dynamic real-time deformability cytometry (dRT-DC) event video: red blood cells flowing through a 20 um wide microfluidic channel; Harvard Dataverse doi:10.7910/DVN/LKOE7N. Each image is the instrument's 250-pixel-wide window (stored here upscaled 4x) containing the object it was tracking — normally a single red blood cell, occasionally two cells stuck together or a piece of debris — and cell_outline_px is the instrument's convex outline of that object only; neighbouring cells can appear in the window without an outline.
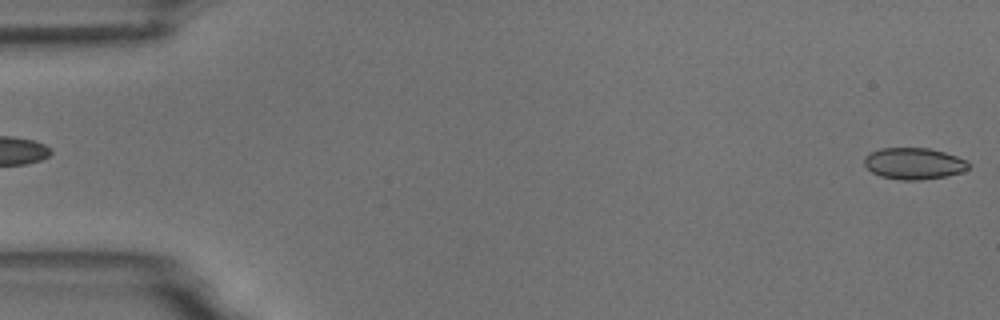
{"species": "common noctule bat (a hibernating species)", "species_latin": "Nyctalus noctula", "temperature_condition": "room temperature", "stored_images_in_passage": 6, "segment_of_instrument_passage": [2, 2], "camera_frame_rate_fps": 3000, "um_per_image_px": 0.085, "animal": {"sex": "male", "body_mass_g": 18.8}, "frame": {"image": 1, "passage_image": 6, "time_ms": 5.667, "image_size_px": [1000, 320], "cell_outline_px": [[972, 164], [964, 172], [948, 176], [920, 180], [900, 180], [880, 176], [872, 172], [864, 164], [864, 156], [880, 148], [928, 148], [944, 152], [968, 160]], "centroid_in_image_um": [77.72, 13.91], "position_along_channel_um": 7.3, "area_um2": 19.36}}